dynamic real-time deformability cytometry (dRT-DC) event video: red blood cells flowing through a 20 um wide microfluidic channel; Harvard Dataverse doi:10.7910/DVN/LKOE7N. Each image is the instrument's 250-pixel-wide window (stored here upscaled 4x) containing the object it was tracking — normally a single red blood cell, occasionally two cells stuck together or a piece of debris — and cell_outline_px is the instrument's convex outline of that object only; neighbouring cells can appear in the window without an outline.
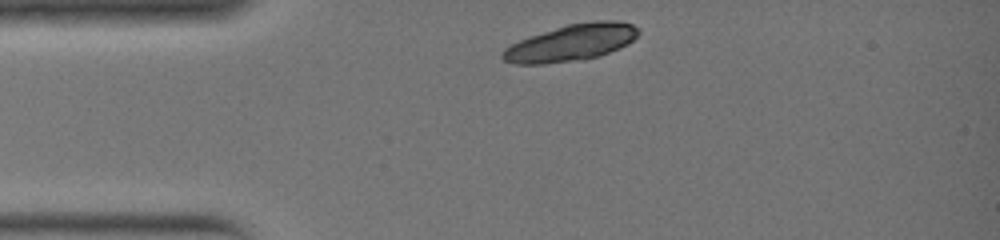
{"species": "common noctule bat (a hibernating species)", "species_latin": "Nyctalus noctula", "temperature_condition": "warm", "stored_images_in_passage": 13, "camera_frame_rate_fps": 3000, "um_per_image_px": 0.085, "animal": {"sex": "female", "body_mass_g": 19.0, "forearm_length_mm": 51.5}, "frame": {"image": 1, "passage_image": 1, "time_ms": 0.0, "image_size_px": [1000, 240], "cell_outline_px": [[640, 32], [628, 44], [620, 48], [600, 56], [584, 60], [544, 64], [516, 64], [504, 60], [500, 56], [504, 48], [520, 40], [568, 24], [596, 20], [616, 20], [632, 24], [640, 28]], "centroid_in_image_um": [48.6, 3.64], "position_along_channel_um": 36.4, "area_um2": 29.02}}
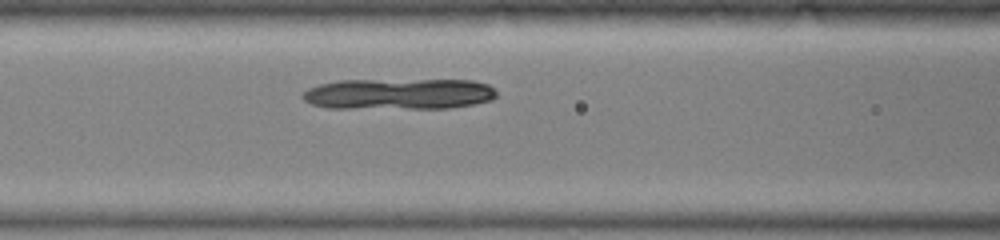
{"frame": {"image": 2, "passage_image": 8, "time_ms": 2.333, "image_size_px": [1000, 240], "cell_outline_px": [[496, 96], [492, 100], [476, 104], [448, 108], [328, 108], [312, 104], [304, 100], [300, 96], [308, 88], [320, 84], [340, 80], [472, 80], [488, 84], [496, 92]], "centroid_in_image_um": [33.9, 7.98], "position_along_channel_um": 132.7, "area_um2": 35.2}}
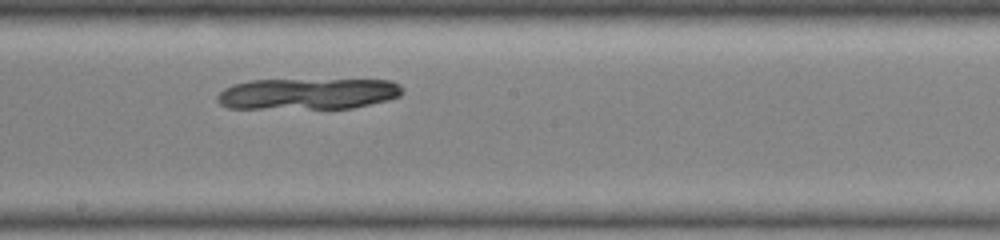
{"frame": {"image": 3, "passage_image": 13, "time_ms": 4.0, "image_size_px": [1000, 240], "cell_outline_px": [[404, 92], [400, 96], [388, 100], [352, 108], [228, 108], [220, 104], [216, 100], [216, 96], [224, 88], [232, 84], [248, 80], [392, 80], [400, 84], [404, 88]], "centroid_in_image_um": [26.17, 7.96], "position_along_channel_um": 222.0, "area_um2": 33.87}}